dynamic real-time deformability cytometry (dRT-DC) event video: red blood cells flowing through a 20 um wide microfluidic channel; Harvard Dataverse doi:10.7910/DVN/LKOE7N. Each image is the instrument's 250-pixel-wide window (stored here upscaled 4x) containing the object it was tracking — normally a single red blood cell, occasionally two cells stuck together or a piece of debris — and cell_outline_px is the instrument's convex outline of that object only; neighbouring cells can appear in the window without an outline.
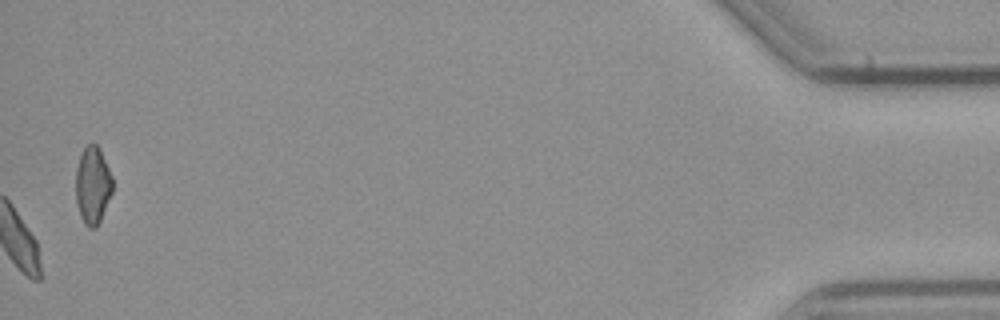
{"species": "common noctule bat (a hibernating species)", "species_latin": "Nyctalus noctula", "temperature_condition": "cold", "stored_images_in_passage": 52, "camera_frame_rate_fps": 3000, "um_per_image_px": 0.085, "animal": {"sex": "male", "body_mass_g": 23.1, "forearm_length_mm": 52.7}, "frame": {"image": 1, "passage_image": 52, "time_ms": 17.0, "image_size_px": [1000, 320], "cell_outline_px": [[112, 192], [100, 220], [96, 228], [88, 228], [84, 224], [80, 216], [76, 204], [76, 168], [80, 156], [84, 148], [88, 144], [96, 144], [100, 148], [112, 176]], "centroid_in_image_um": [7.87, 15.76], "position_along_channel_um": 427.3, "area_um2": 16.59}, "authors_computed_cell_mechanics": {"area_um2": 17.5134, "velocity_mm_per_s": 3.7652, "shape_relaxation_time_tau1_ms": 9.7725, "shape_relaxation_time_tau2_ms": null, "deformation_change_tau1": 0.1552, "deformation_change_tau2": null}}